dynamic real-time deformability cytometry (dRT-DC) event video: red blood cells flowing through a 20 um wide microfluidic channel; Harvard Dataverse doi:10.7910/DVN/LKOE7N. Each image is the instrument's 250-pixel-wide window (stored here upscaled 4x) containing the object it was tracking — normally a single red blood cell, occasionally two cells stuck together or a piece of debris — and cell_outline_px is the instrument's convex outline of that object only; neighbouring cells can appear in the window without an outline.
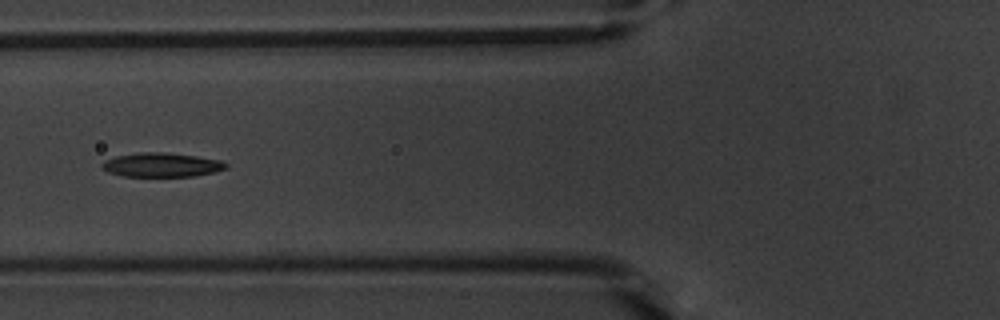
{"species": "common noctule bat (a hibernating species)", "species_latin": "Nyctalus noctula", "temperature_condition": "warm", "stored_images_in_passage": 55, "segment_of_instrument_passage": [1, 2], "camera_frame_rate_fps": 3000, "um_per_image_px": 0.085, "animal": {"sex": "male", "body_mass_g": 20.1, "forearm_length_mm": 53.5}, "frame": {"image": 1, "passage_image": 22, "time_ms": 7.0, "image_size_px": [1000, 320], "cell_outline_px": [[228, 168], [216, 172], [196, 176], [120, 176], [108, 172], [100, 164], [104, 160], [116, 156], [140, 152], [160, 152], [196, 156], [220, 160], [228, 164]], "centroid_in_image_um": [13.75, 14.02], "position_along_channel_um": 112.0, "area_um2": 17.46}}
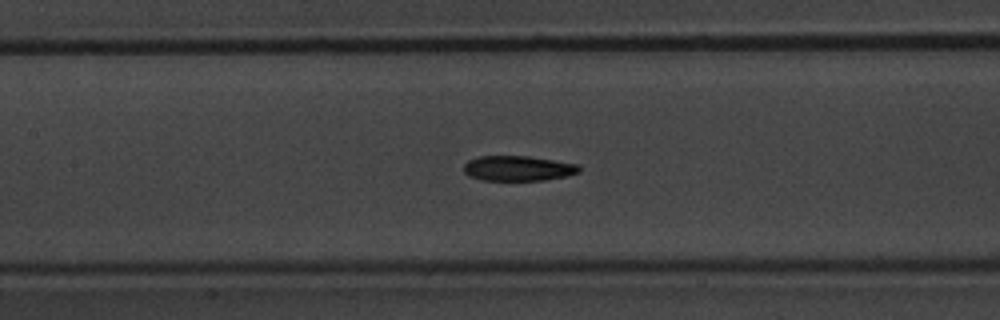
{"frame": {"image": 2, "passage_image": 26, "time_ms": 8.333, "image_size_px": [1000, 320], "cell_outline_px": [[580, 172], [568, 176], [544, 180], [480, 180], [468, 176], [464, 172], [464, 164], [468, 160], [480, 156], [528, 156], [580, 164]], "centroid_in_image_um": [44.05, 14.31], "position_along_channel_um": 163.4, "area_um2": 17.05}}
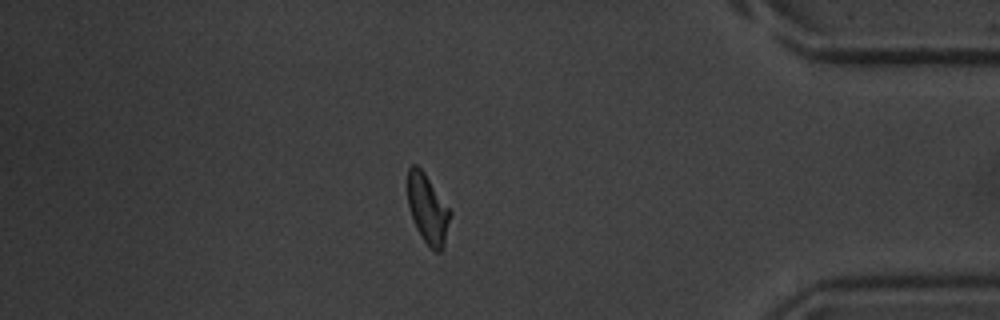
{"frame": {"image": 3, "passage_image": 47, "time_ms": 15.333, "image_size_px": [1000, 320], "cell_outline_px": [[452, 212], [444, 248], [440, 252], [436, 252], [420, 236], [412, 220], [408, 204], [408, 168], [412, 164], [416, 164], [424, 172]], "centroid_in_image_um": [36.36, 17.78], "position_along_channel_um": 398.8, "area_um2": 17.22}}